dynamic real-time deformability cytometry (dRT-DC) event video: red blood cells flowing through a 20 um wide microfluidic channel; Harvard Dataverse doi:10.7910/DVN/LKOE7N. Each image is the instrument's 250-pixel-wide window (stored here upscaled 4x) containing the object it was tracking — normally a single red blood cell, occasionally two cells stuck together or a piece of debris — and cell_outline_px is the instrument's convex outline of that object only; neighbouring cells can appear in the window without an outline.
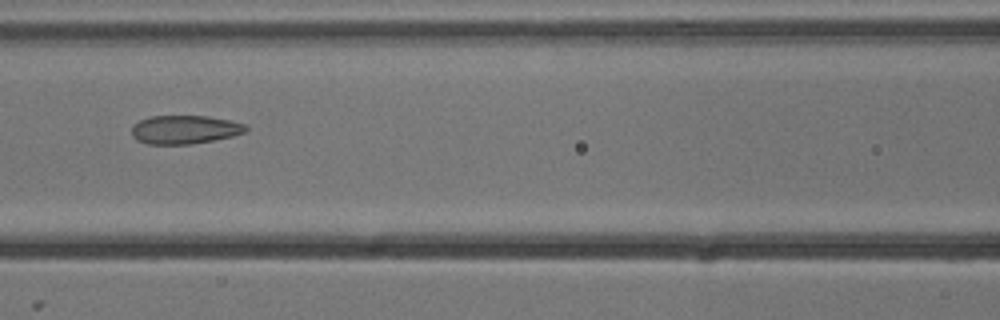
{"species": "common noctule bat (a hibernating species)", "species_latin": "Nyctalus noctula", "temperature_condition": "cold", "stored_images_in_passage": 9, "camera_frame_rate_fps": 3000, "um_per_image_px": 0.085, "animal": {"sex": "male", "body_mass_g": 13.3}, "frame": {"image": 1, "passage_image": 7, "time_ms": 2.0, "image_size_px": [1000, 320], "cell_outline_px": [[248, 128], [244, 132], [232, 136], [192, 144], [148, 144], [136, 140], [132, 136], [132, 124], [148, 116], [208, 116], [248, 124]], "centroid_in_image_um": [15.67, 11.01], "position_along_channel_um": 150.9, "area_um2": 19.07}}
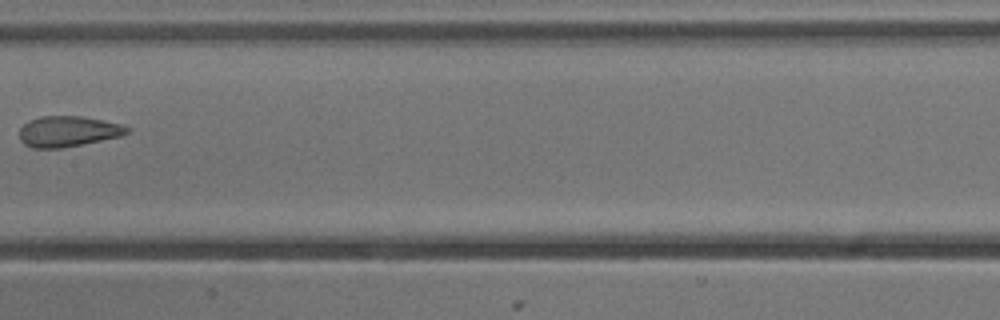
{"frame": {"image": 2, "passage_image": 8, "time_ms": 2.333, "image_size_px": [1000, 320], "cell_outline_px": [[128, 132], [120, 136], [60, 148], [32, 148], [24, 144], [20, 140], [20, 128], [24, 124], [40, 116], [80, 116], [104, 120], [120, 124], [128, 128]], "centroid_in_image_um": [5.74, 11.16], "position_along_channel_um": 201.7, "area_um2": 18.9}}
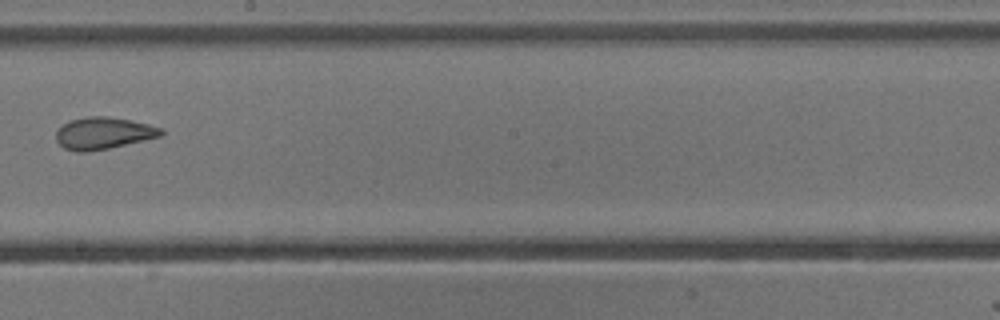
{"frame": {"image": 3, "passage_image": 9, "time_ms": 2.667, "image_size_px": [1000, 320], "cell_outline_px": [[164, 136], [108, 148], [88, 152], [76, 152], [64, 148], [56, 140], [56, 132], [64, 124], [72, 120], [84, 116], [108, 116], [148, 124], [164, 128]], "centroid_in_image_um": [8.82, 11.32], "position_along_channel_um": 239.4, "area_um2": 19.59}}